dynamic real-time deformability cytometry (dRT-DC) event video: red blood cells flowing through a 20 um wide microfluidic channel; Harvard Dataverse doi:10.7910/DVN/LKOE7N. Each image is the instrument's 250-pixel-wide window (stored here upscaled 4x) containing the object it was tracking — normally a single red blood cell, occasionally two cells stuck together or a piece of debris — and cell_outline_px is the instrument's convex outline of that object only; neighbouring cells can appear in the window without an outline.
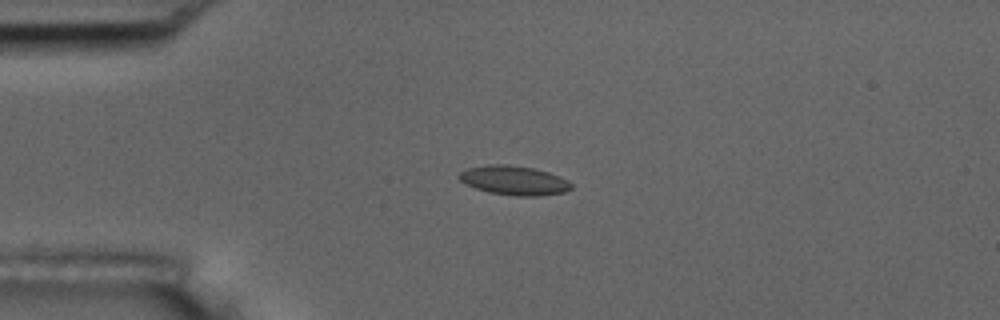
{"species": "common noctule bat (a hibernating species)", "species_latin": "Nyctalus noctula", "temperature_condition": "room temperature", "stored_images_in_passage": 43, "camera_frame_rate_fps": 3000, "um_per_image_px": 0.085, "animal": {"sex": "male", "body_mass_g": 17.5, "forearm_length_mm": 52.3}, "frame": {"image": 1, "passage_image": 1, "time_ms": 0.0, "image_size_px": [1000, 320], "cell_outline_px": [[572, 188], [564, 192], [536, 196], [516, 196], [488, 192], [476, 188], [460, 180], [460, 172], [468, 168], [488, 164], [508, 164], [532, 168], [548, 172], [560, 176], [568, 180], [572, 184]], "centroid_in_image_um": [43.72, 15.33], "position_along_channel_um": 41.3, "area_um2": 18.96}}
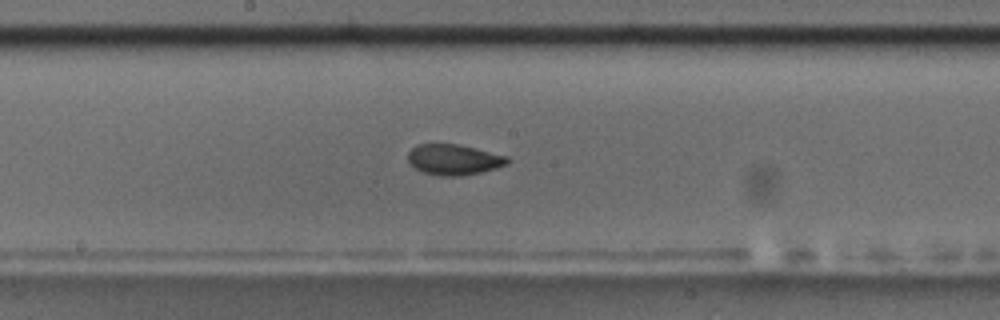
{"frame": {"image": 2, "passage_image": 17, "time_ms": 5.333, "image_size_px": [1000, 320], "cell_outline_px": [[508, 164], [496, 168], [480, 172], [460, 176], [440, 176], [424, 172], [408, 164], [408, 152], [416, 144], [456, 144], [508, 156]], "centroid_in_image_um": [38.54, 13.57], "position_along_channel_um": 209.7, "area_um2": 17.63}}
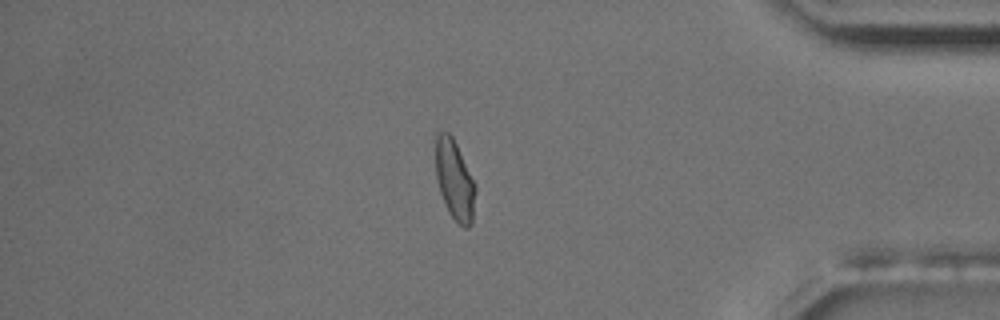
{"frame": {"image": 3, "passage_image": 35, "time_ms": 11.333, "image_size_px": [1000, 320], "cell_outline_px": [[476, 192], [472, 224], [468, 228], [464, 228], [448, 212], [444, 204], [440, 192], [436, 176], [432, 140], [432, 136], [436, 132], [448, 132], [452, 136], [456, 144], [476, 188]], "centroid_in_image_um": [38.57, 15.23], "position_along_channel_um": 396.6, "area_um2": 18.96}, "authors_computed_cell_mechanics": {"area_um2": 18.1492, "velocity_mm_per_s": 3.6305, "shape_relaxation_time_tau1_ms": 6.6466, "shape_relaxation_time_tau2_ms": 0.9949, "deformation_change_tau1": 0.1873, "deformation_change_tau2": 0.0533}}